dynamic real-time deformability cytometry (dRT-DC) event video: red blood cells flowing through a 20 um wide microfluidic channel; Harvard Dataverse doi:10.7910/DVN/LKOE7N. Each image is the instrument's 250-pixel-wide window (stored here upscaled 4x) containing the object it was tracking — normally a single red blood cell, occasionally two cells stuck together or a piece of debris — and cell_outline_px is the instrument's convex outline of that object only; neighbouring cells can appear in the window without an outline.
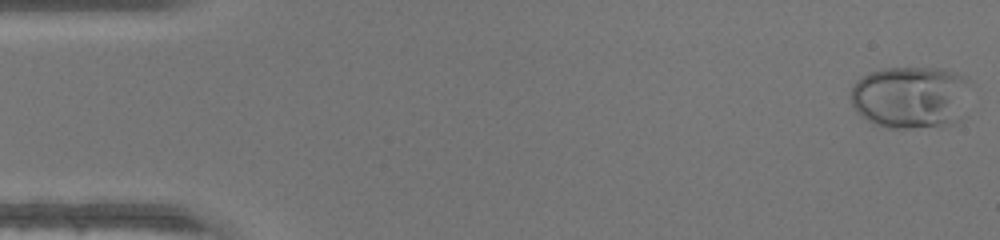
{"species": "human", "species_latin": "Homo sapiens", "temperature_condition": "warm", "stored_images_in_passage": 46, "camera_frame_rate_fps": 3000, "um_per_image_px": 0.085, "donor": {"sex": "male"}, "frame": {"image": 1, "passage_image": 1, "time_ms": 0.0, "image_size_px": [1000, 240], "cell_outline_px": [[972, 80], [960, 120], [952, 124], [940, 128], [888, 128], [876, 124], [868, 120], [852, 104], [852, 88], [856, 80], [868, 72], [884, 68], [944, 68], [968, 76]], "centroid_in_image_um": [77.49, 8.25], "position_along_channel_um": 7.5, "area_um2": 44.33}}
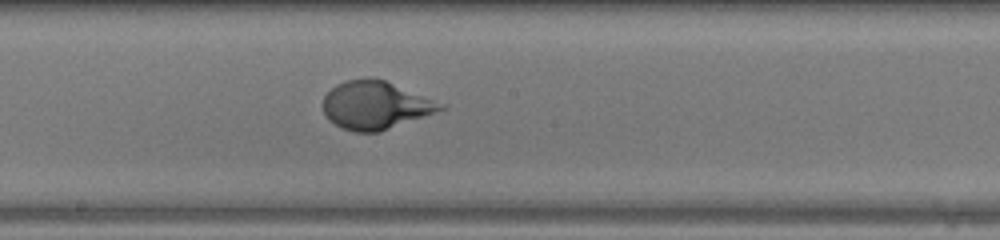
{"frame": {"image": 2, "passage_image": 25, "time_ms": 8.0, "image_size_px": [1000, 240], "cell_outline_px": [[448, 108], [380, 132], [356, 132], [344, 128], [328, 120], [324, 112], [324, 96], [336, 84], [344, 80], [384, 80], [444, 104]], "centroid_in_image_um": [31.92, 8.97], "position_along_channel_um": 216.3, "area_um2": 32.19}}
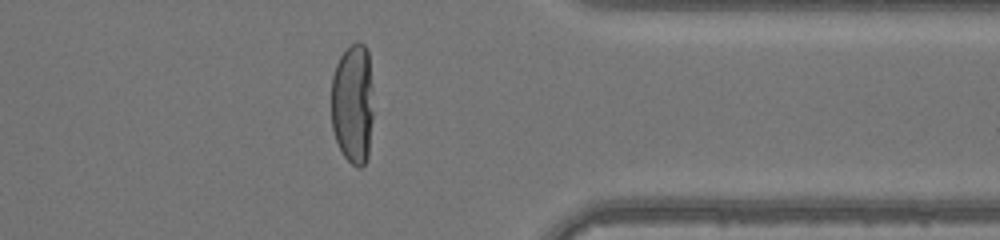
{"frame": {"image": 3, "passage_image": 37, "time_ms": 12.0, "image_size_px": [1000, 240], "cell_outline_px": [[372, 120], [368, 156], [364, 164], [360, 168], [352, 164], [344, 156], [336, 140], [332, 128], [332, 76], [336, 64], [340, 56], [352, 44], [364, 44], [368, 52], [372, 88]], "centroid_in_image_um": [29.99, 8.84], "position_along_channel_um": 381.4, "area_um2": 29.36}}